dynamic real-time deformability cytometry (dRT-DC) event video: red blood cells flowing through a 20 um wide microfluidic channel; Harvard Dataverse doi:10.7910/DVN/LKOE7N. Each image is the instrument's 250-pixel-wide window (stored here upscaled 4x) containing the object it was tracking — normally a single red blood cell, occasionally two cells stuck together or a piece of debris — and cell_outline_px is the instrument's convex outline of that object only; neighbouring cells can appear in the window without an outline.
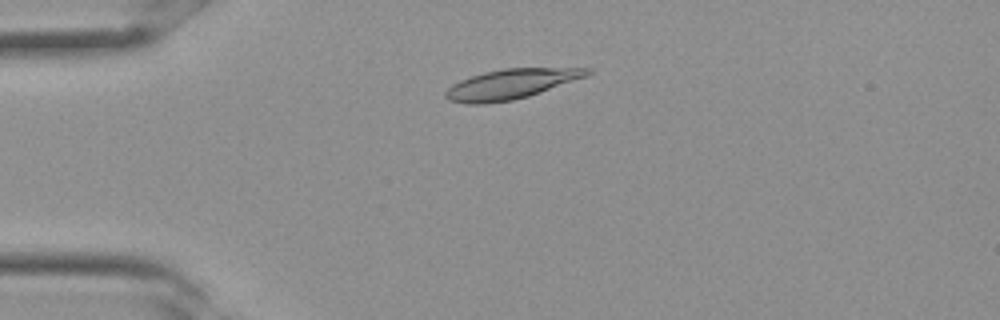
{"species": "Egyptian fruit bat (a non-hibernating species)", "species_latin": "Rousettus aegyptiacus", "temperature_condition": "room temperature", "stored_images_in_passage": 31, "camera_frame_rate_fps": 3000, "um_per_image_px": 0.085, "frame": {"image": 1, "passage_image": 6, "time_ms": 1.667, "image_size_px": [1000, 320], "cell_outline_px": [[592, 72], [588, 76], [528, 96], [512, 100], [484, 104], [468, 104], [448, 100], [444, 96], [444, 92], [452, 84], [460, 80], [484, 72], [504, 68], [592, 68]], "centroid_in_image_um": [43.42, 7.14], "position_along_channel_um": 41.6, "area_um2": 24.62}}
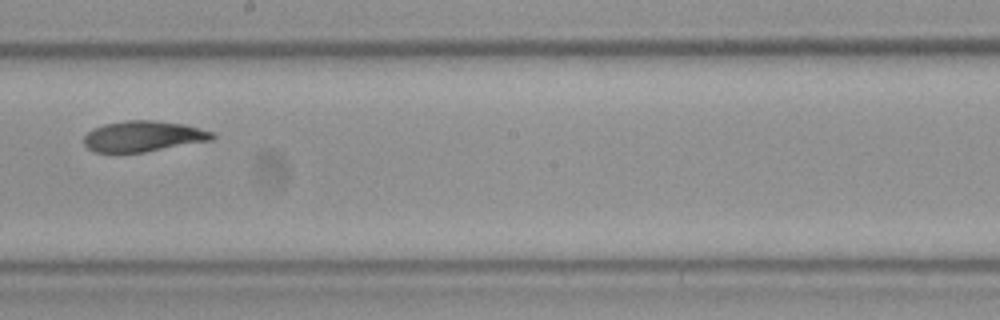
{"frame": {"image": 2, "passage_image": 17, "time_ms": 5.333, "image_size_px": [1000, 320], "cell_outline_px": [[216, 136], [212, 140], [144, 152], [92, 152], [84, 144], [84, 136], [92, 128], [104, 124], [128, 120], [152, 120], [184, 124], [212, 132]], "centroid_in_image_um": [12.15, 11.58], "position_along_channel_um": 236.0, "area_um2": 22.89}}
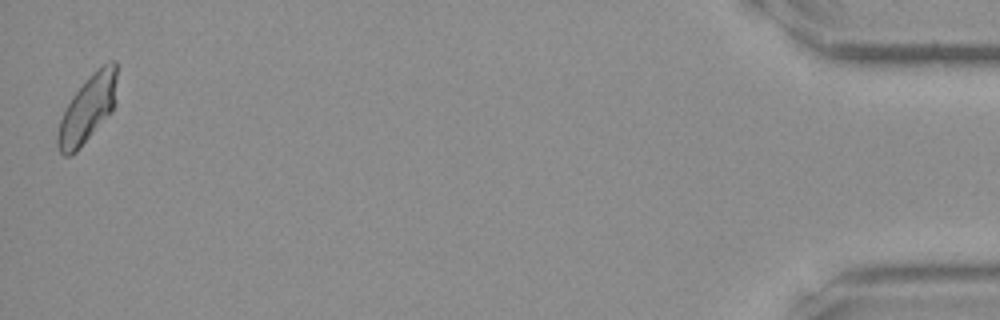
{"frame": {"image": 3, "passage_image": 31, "time_ms": 10.0, "image_size_px": [1000, 320], "cell_outline_px": [[116, 104], [112, 112], [76, 152], [68, 156], [64, 156], [60, 152], [56, 144], [56, 136], [60, 120], [72, 96], [88, 76], [96, 68], [112, 60], [116, 60]], "centroid_in_image_um": [7.46, 9.25], "position_along_channel_um": 427.7, "area_um2": 23.29}}